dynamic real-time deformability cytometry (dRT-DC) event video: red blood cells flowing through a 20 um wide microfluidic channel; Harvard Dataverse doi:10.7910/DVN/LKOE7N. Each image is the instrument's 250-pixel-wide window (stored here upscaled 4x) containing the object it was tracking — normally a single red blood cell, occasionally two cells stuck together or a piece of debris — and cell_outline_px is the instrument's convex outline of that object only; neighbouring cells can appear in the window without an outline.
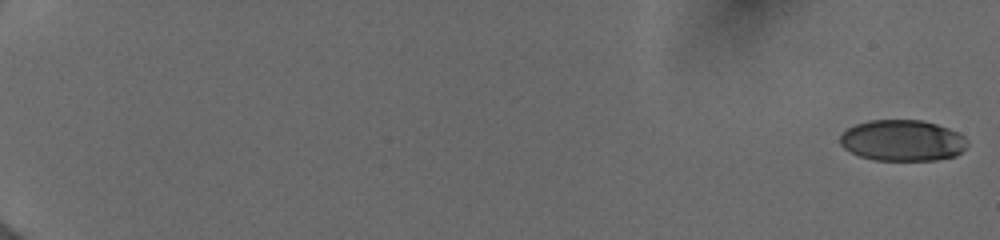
{"species": "human", "species_latin": "Homo sapiens", "temperature_condition": "cold", "stored_images_in_passage": 15, "camera_frame_rate_fps": 3000, "um_per_image_px": 0.085, "donor": {"sex": "female"}, "frame": {"image": 1, "passage_image": 1, "time_ms": 0.0, "image_size_px": [1000, 240], "cell_outline_px": [[968, 144], [956, 156], [936, 160], [872, 160], [860, 156], [844, 148], [840, 144], [840, 136], [848, 128], [856, 124], [868, 120], [920, 120], [936, 124], [948, 128], [964, 136], [968, 140]], "centroid_in_image_um": [76.71, 11.94], "position_along_channel_um": 8.3, "area_um2": 30.46}}
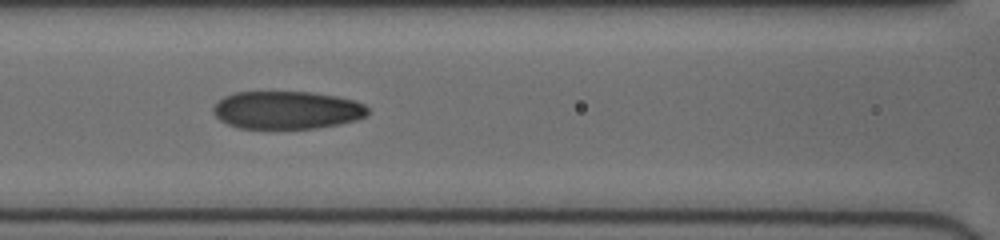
{"frame": {"image": 2, "passage_image": 11, "time_ms": 9.0, "image_size_px": [1000, 240], "cell_outline_px": [[368, 112], [364, 116], [356, 120], [316, 128], [236, 128], [220, 120], [212, 112], [212, 108], [224, 96], [236, 92], [312, 92], [336, 96], [352, 100], [364, 104], [368, 108]], "centroid_in_image_um": [24.35, 9.35], "position_along_channel_um": 142.2, "area_um2": 33.93}}
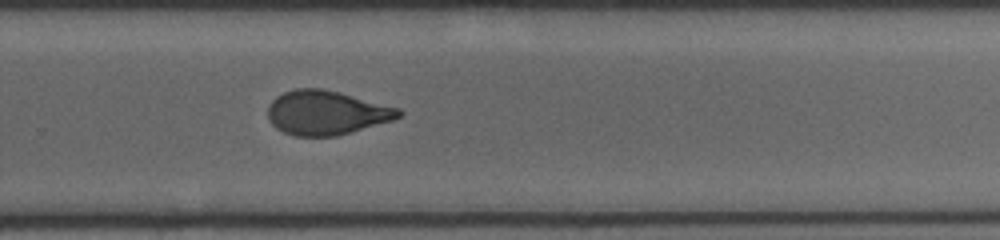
{"frame": {"image": 3, "passage_image": 15, "time_ms": 13.0, "image_size_px": [1000, 240], "cell_outline_px": [[404, 112], [400, 116], [392, 120], [336, 136], [296, 136], [284, 132], [276, 128], [268, 120], [268, 104], [276, 96], [284, 92], [296, 88], [320, 88], [340, 92], [400, 108]], "centroid_in_image_um": [27.72, 9.57], "position_along_channel_um": 302.1, "area_um2": 33.7}}